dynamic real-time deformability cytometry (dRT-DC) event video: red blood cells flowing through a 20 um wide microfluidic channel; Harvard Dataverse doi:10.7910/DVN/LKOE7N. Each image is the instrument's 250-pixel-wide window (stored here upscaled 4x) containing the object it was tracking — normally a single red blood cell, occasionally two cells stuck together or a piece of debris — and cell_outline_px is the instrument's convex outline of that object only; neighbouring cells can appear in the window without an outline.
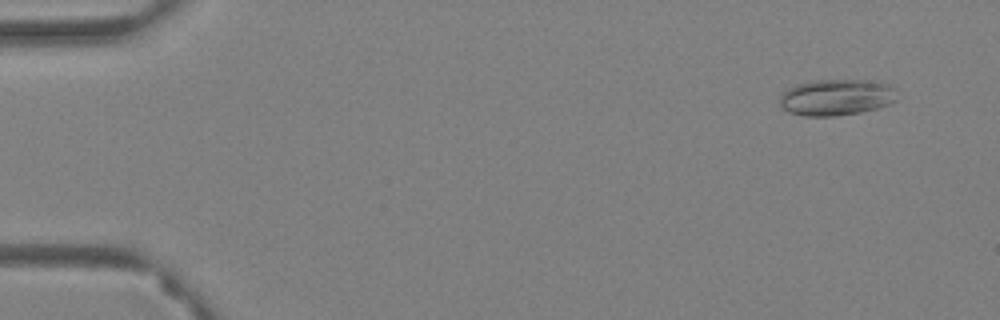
{"species": "Egyptian fruit bat (a non-hibernating species)", "species_latin": "Rousettus aegyptiacus", "temperature_condition": "warm", "stored_images_in_passage": 61, "camera_frame_rate_fps": 3000, "um_per_image_px": 0.085, "animal": {"sex": "female"}, "frame": {"image": 1, "passage_image": 5, "time_ms": 1.333, "image_size_px": [1000, 320], "cell_outline_px": [[896, 100], [888, 104], [876, 108], [860, 112], [836, 116], [804, 116], [788, 112], [780, 104], [780, 96], [788, 88], [796, 84], [812, 80], [876, 80], [892, 84], [896, 88]], "centroid_in_image_um": [71.12, 8.25], "position_along_channel_um": 13.9, "area_um2": 25.09}}
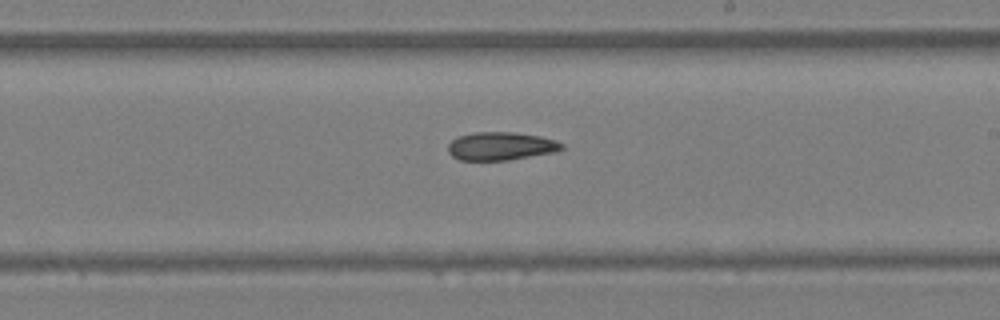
{"frame": {"image": 2, "passage_image": 37, "time_ms": 12.0, "image_size_px": [1000, 320], "cell_outline_px": [[564, 148], [556, 152], [508, 160], [460, 160], [452, 156], [448, 152], [448, 144], [456, 136], [476, 132], [516, 132], [540, 136], [556, 140], [564, 144]], "centroid_in_image_um": [42.58, 12.41], "position_along_channel_um": 246.4, "area_um2": 18.84}}
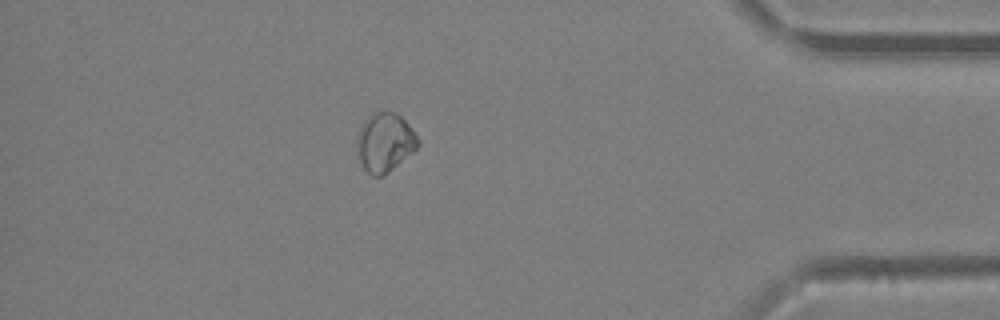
{"frame": {"image": 3, "passage_image": 54, "time_ms": 17.667, "image_size_px": [1000, 320], "cell_outline_px": [[420, 144], [412, 152], [384, 176], [372, 176], [364, 168], [356, 152], [356, 140], [360, 124], [372, 112], [396, 112], [412, 128], [420, 140]], "centroid_in_image_um": [32.69, 12.09], "position_along_channel_um": 402.5, "area_um2": 21.1}}